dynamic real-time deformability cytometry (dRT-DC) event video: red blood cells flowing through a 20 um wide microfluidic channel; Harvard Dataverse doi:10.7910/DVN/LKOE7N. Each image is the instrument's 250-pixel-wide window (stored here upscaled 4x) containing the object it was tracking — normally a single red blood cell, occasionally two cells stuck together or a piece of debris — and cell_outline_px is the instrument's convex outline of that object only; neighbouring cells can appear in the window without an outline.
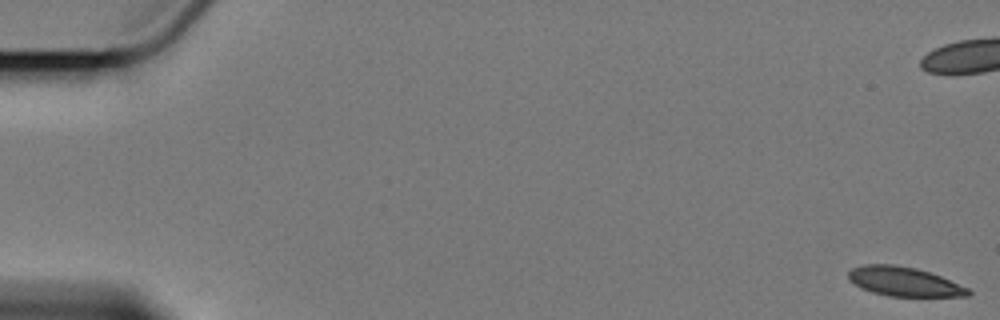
{"species": "Egyptian fruit bat (a non-hibernating species)", "species_latin": "Rousettus aegyptiacus", "temperature_condition": "cold", "stored_images_in_passage": 8, "camera_frame_rate_fps": 3000, "um_per_image_px": 0.085, "animal": {"sex": "female"}, "frame": {"image": 1, "passage_image": 1, "time_ms": 0.0, "image_size_px": [1000, 320], "cell_outline_px": [[972, 292], [968, 296], [888, 296], [872, 292], [860, 288], [848, 280], [848, 272], [852, 268], [864, 264], [892, 264], [916, 268], [940, 276], [968, 288]], "centroid_in_image_um": [76.8, 23.93], "position_along_channel_um": 8.2, "area_um2": 20.35}}
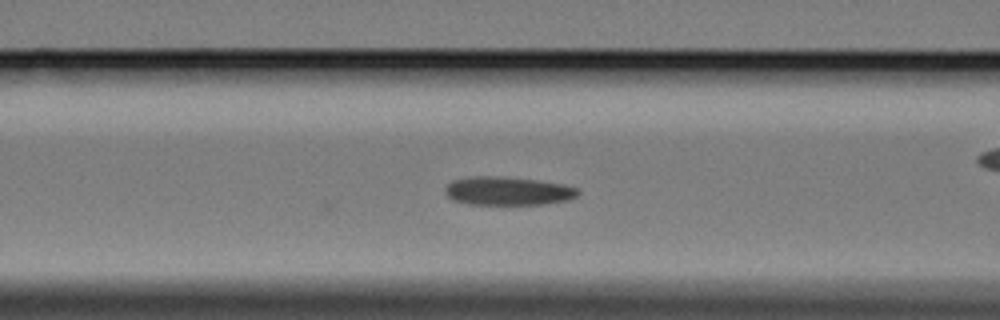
{"frame": {"image": 2, "passage_image": 7, "time_ms": 8.0, "image_size_px": [1000, 320], "cell_outline_px": [[580, 192], [576, 196], [568, 200], [544, 204], [468, 204], [452, 200], [444, 192], [448, 184], [452, 180], [468, 176], [504, 176], [564, 184], [576, 188]], "centroid_in_image_um": [43.13, 16.23], "position_along_channel_um": 123.5, "area_um2": 22.08}}